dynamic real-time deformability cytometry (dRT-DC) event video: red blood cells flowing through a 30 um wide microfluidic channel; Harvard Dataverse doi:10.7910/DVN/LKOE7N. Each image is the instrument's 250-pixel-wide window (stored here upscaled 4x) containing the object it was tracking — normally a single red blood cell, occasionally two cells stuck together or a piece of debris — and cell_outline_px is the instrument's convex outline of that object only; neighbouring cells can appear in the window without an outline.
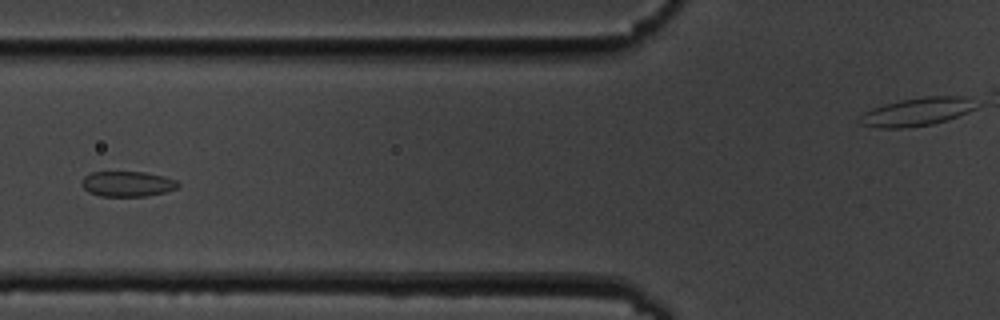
{"species": "common noctule bat (a hibernating species)", "species_latin": "Nyctalus noctula", "temperature_condition": "cold", "stored_images_in_passage": 7, "segment_of_instrument_passage": [1, 2], "camera_frame_rate_fps": 3000, "um_per_image_px": 0.085, "animal": {"sex": "male", "body_mass_g": 19.5, "forearm_length_mm": 54.6}, "frame": {"image": 1, "passage_image": 6, "time_ms": 5.667, "image_size_px": [1000, 320], "cell_outline_px": [[180, 184], [176, 188], [164, 192], [148, 196], [100, 196], [88, 192], [80, 184], [84, 176], [92, 172], [144, 172], [164, 176], [176, 180]], "centroid_in_image_um": [10.81, 15.63], "position_along_channel_um": 115.0, "area_um2": 14.22}}